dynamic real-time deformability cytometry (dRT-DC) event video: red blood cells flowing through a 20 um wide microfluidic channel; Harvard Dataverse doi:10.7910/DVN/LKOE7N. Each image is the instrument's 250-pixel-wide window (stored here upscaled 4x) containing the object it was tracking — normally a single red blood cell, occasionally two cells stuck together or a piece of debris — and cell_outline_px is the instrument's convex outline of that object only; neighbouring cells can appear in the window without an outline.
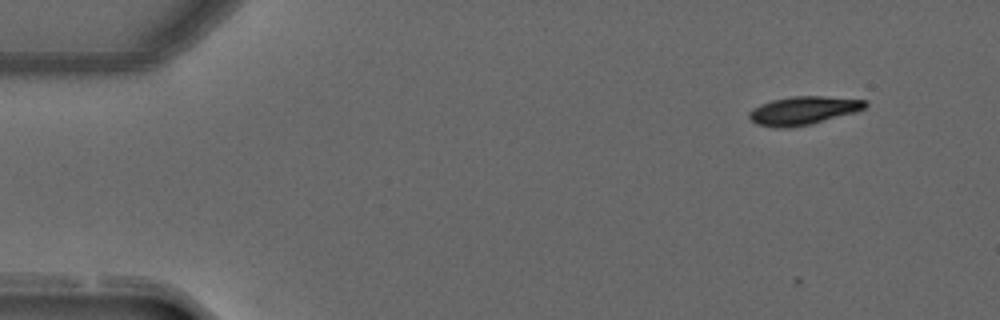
{"species": "common noctule bat (a hibernating species)", "species_latin": "Nyctalus noctula", "temperature_condition": "warm", "stored_images_in_passage": 6, "camera_frame_rate_fps": 3000, "um_per_image_px": 0.085, "animal": {"sex": "male", "forearm_length_mm": 52.5}, "frame": {"image": 1, "passage_image": 1, "time_ms": 0.0, "image_size_px": [1000, 320], "cell_outline_px": [[868, 104], [864, 108], [856, 112], [812, 124], [788, 128], [776, 128], [756, 124], [748, 116], [748, 112], [752, 108], [760, 104], [772, 100], [792, 96], [824, 96], [868, 100]], "centroid_in_image_um": [68.28, 9.4], "position_along_channel_um": 16.7, "area_um2": 19.36}}
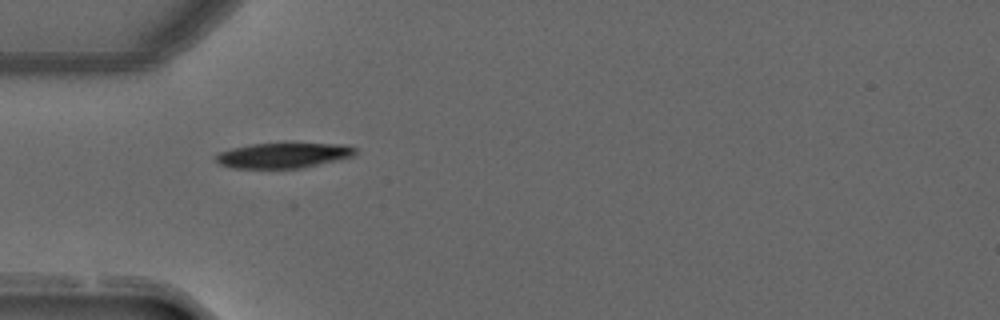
{"frame": {"image": 2, "passage_image": 4, "time_ms": 1.0, "image_size_px": [1000, 320], "cell_outline_px": [[356, 156], [300, 168], [232, 168], [220, 164], [216, 160], [216, 156], [220, 152], [232, 148], [252, 144], [284, 140], [348, 144], [356, 148]], "centroid_in_image_um": [24.18, 13.14], "position_along_channel_um": 60.8, "area_um2": 21.68}}
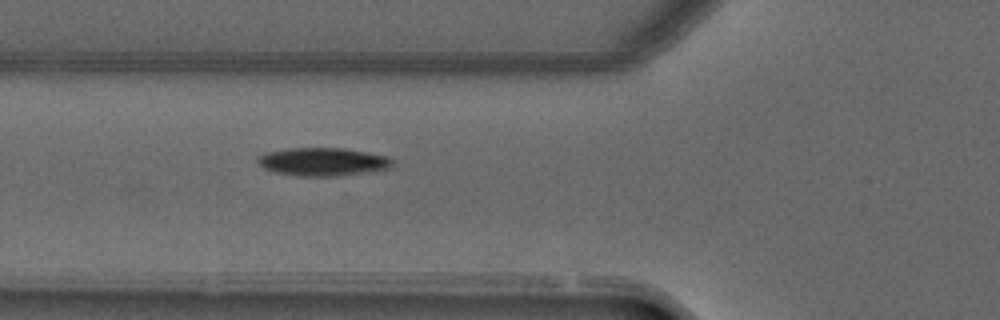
{"frame": {"image": 3, "passage_image": 5, "time_ms": 1.333, "image_size_px": [1000, 320], "cell_outline_px": [[392, 164], [388, 168], [364, 172], [336, 176], [300, 176], [276, 172], [264, 168], [256, 160], [256, 156], [264, 152], [292, 148], [340, 148], [388, 156], [392, 160]], "centroid_in_image_um": [27.37, 13.74], "position_along_channel_um": 98.4, "area_um2": 21.79}}